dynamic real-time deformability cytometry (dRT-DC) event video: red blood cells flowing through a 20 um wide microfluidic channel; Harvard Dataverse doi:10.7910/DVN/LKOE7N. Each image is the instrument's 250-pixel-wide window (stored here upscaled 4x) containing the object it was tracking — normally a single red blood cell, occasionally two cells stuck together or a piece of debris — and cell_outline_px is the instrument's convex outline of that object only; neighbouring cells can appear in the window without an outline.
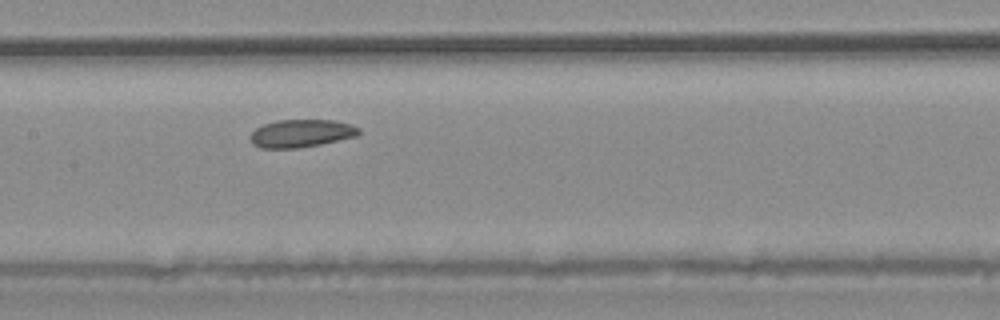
{"species": "common noctule bat (a hibernating species)", "species_latin": "Nyctalus noctula", "temperature_condition": "warm", "stored_images_in_passage": 4, "camera_frame_rate_fps": 3000, "um_per_image_px": 0.085, "animal": {"sex": "male", "body_mass_g": 20.4}, "frame": {"image": 1, "passage_image": 4, "time_ms": 3.667, "image_size_px": [1000, 320], "cell_outline_px": [[360, 132], [356, 136], [320, 144], [296, 148], [260, 148], [252, 144], [252, 132], [256, 128], [264, 124], [276, 120], [332, 120], [352, 124], [360, 128]], "centroid_in_image_um": [25.61, 11.33], "position_along_channel_um": 181.8, "area_um2": 17.46}}